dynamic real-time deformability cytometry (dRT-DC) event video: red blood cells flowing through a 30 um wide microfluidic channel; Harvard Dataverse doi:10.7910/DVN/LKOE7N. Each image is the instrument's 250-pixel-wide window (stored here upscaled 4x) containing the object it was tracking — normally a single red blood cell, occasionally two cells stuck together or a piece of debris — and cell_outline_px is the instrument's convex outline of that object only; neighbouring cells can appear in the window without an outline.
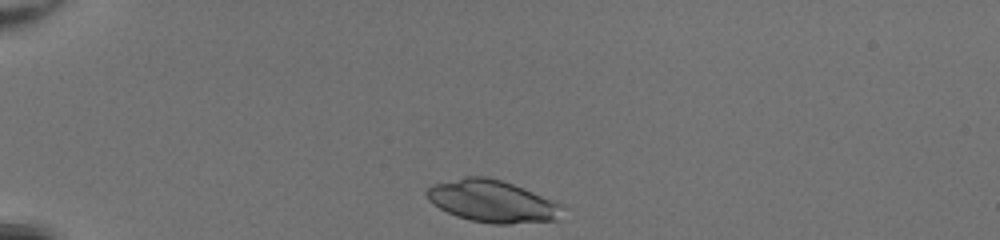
{"species": "common noctule bat (a hibernating species)", "species_latin": "Nyctalus noctula", "temperature_condition": "room temperature", "stored_images_in_passage": 33, "camera_frame_rate_fps": 3000, "um_per_image_px": 0.085, "animal": {"sex": "female", "body_mass_g": 20.0, "forearm_length_mm": 54.0}, "frame": {"image": 1, "passage_image": 1, "time_ms": 0.0, "image_size_px": [1000, 240], "cell_outline_px": [[568, 208], [560, 220], [508, 224], [492, 224], [472, 220], [456, 216], [432, 204], [428, 200], [424, 192], [432, 184], [468, 176], [484, 176], [500, 180], [512, 184], [564, 204]], "centroid_in_image_um": [41.91, 17.12], "position_along_channel_um": 43.1, "area_um2": 33.64}}